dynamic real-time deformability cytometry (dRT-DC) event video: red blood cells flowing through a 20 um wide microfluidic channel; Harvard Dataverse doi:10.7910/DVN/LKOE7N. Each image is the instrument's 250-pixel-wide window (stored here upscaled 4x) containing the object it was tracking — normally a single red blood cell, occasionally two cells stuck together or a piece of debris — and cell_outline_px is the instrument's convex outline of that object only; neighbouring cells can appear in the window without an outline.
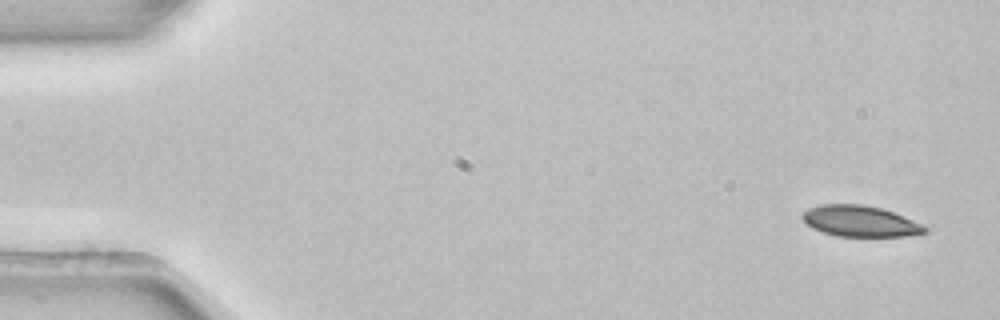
{"species": "common noctule bat (a hibernating species)", "species_latin": "Nyctalus noctula", "temperature_condition": "room temperature", "stored_images_in_passage": 6, "camera_frame_rate_fps": 3000, "um_per_image_px": 0.085, "animal": {"sex": "female", "body_mass_g": 22.7, "forearm_length_mm": 54.2}, "frame": {"image": 1, "passage_image": 1, "time_ms": 0.0, "image_size_px": [1000, 320], "cell_outline_px": [[928, 232], [908, 236], [836, 236], [812, 228], [800, 216], [808, 208], [820, 204], [860, 204], [880, 208], [892, 212], [924, 224], [928, 228]], "centroid_in_image_um": [73.13, 18.8], "position_along_channel_um": 11.9, "area_um2": 22.08}}
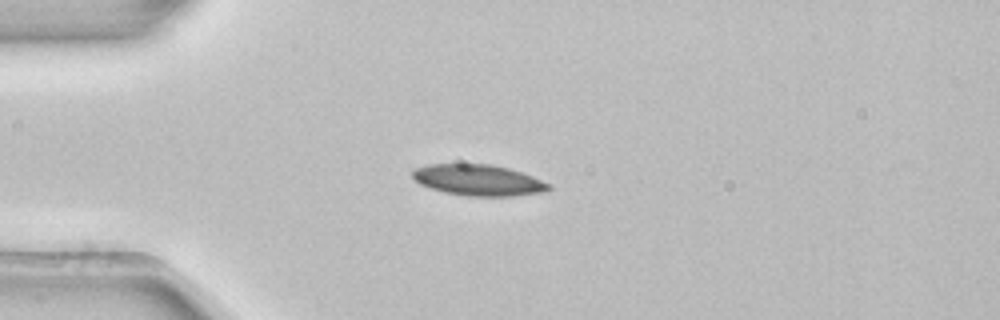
{"frame": {"image": 2, "passage_image": 4, "time_ms": 1.0, "image_size_px": [1000, 320], "cell_outline_px": [[552, 188], [548, 192], [512, 196], [468, 196], [444, 192], [428, 188], [420, 184], [412, 176], [412, 168], [428, 164], [488, 164], [508, 168], [532, 176], [552, 184]], "centroid_in_image_um": [40.67, 15.32], "position_along_channel_um": 44.3, "area_um2": 24.91}}
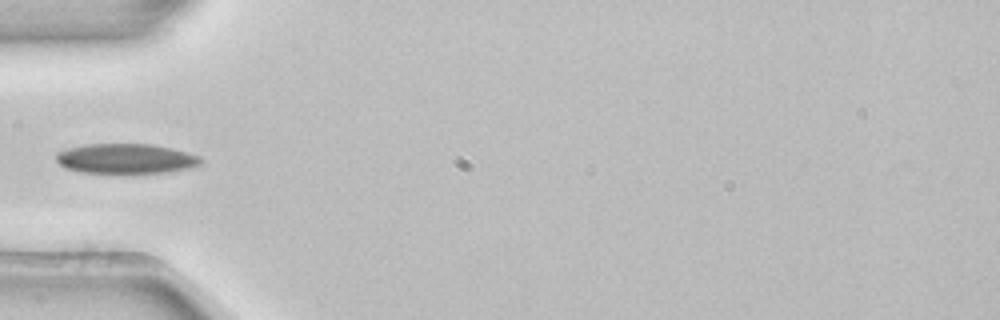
{"frame": {"image": 3, "passage_image": 5, "time_ms": 1.333, "image_size_px": [1000, 320], "cell_outline_px": [[200, 164], [192, 168], [168, 172], [132, 176], [80, 172], [64, 168], [56, 160], [56, 152], [68, 148], [84, 144], [152, 144], [172, 148], [188, 152], [200, 156]], "centroid_in_image_um": [10.7, 13.53], "position_along_channel_um": 74.3, "area_um2": 26.41}}